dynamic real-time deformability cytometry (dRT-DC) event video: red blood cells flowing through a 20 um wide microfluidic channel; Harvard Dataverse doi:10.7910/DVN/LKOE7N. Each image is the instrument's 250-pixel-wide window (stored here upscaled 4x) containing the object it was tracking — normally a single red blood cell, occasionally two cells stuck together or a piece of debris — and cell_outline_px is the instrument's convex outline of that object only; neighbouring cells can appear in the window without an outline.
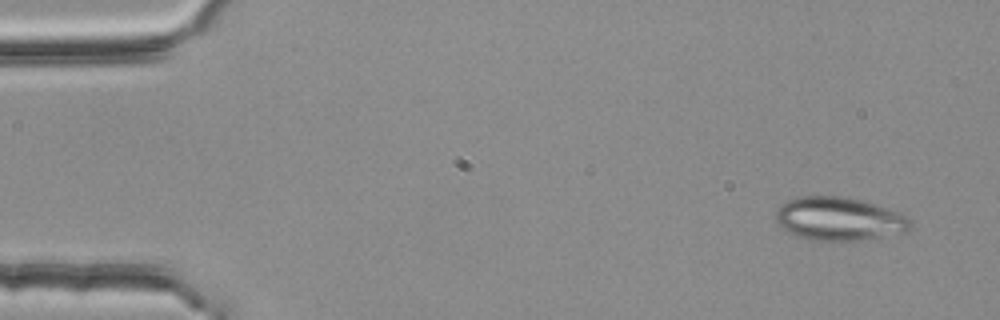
{"species": "common noctule bat (a hibernating species)", "species_latin": "Nyctalus noctula", "temperature_condition": "room temperature", "stored_images_in_passage": 4, "camera_frame_rate_fps": 3000, "um_per_image_px": 0.085, "animal": {"sex": "female", "body_mass_g": 25.1}, "frame": {"image": 1, "passage_image": 1, "time_ms": 0.0, "image_size_px": [1000, 320], "cell_outline_px": [[912, 228], [908, 232], [860, 240], [808, 240], [796, 236], [788, 232], [776, 220], [776, 212], [788, 200], [800, 196], [840, 196], [860, 200], [876, 204], [904, 212], [912, 220]], "centroid_in_image_um": [71.42, 18.6], "position_along_channel_um": 13.6, "area_um2": 34.22}}